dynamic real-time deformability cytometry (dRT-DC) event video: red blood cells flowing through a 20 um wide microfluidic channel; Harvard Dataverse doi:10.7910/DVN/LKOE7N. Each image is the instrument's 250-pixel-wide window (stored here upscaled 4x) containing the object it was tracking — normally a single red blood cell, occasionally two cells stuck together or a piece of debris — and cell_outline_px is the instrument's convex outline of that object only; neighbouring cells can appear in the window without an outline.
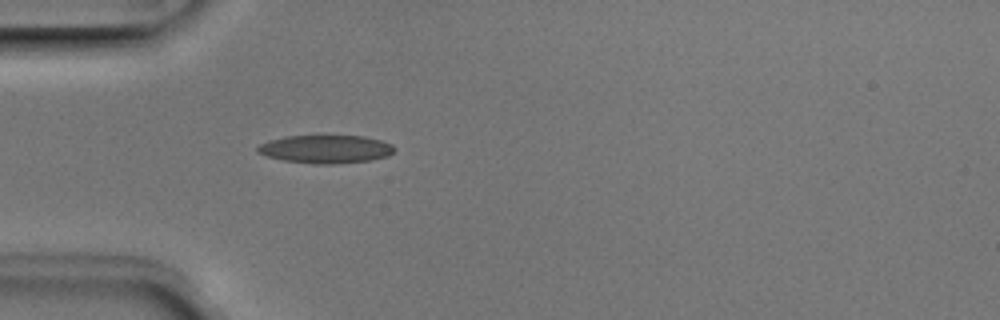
{"species": "Egyptian fruit bat (a non-hibernating species)", "species_latin": "Rousettus aegyptiacus", "temperature_condition": "room temperature", "stored_images_in_passage": 4, "camera_frame_rate_fps": 3000, "um_per_image_px": 0.085, "animal": {"sex": "male"}, "frame": {"image": 1, "passage_image": 4, "time_ms": 1.0, "image_size_px": [1000, 320], "cell_outline_px": [[396, 148], [388, 156], [368, 160], [332, 164], [316, 164], [284, 160], [268, 156], [256, 152], [256, 148], [260, 144], [268, 140], [284, 136], [364, 136], [380, 140], [392, 144]], "centroid_in_image_um": [27.67, 12.67], "position_along_channel_um": 57.3, "area_um2": 22.31}}